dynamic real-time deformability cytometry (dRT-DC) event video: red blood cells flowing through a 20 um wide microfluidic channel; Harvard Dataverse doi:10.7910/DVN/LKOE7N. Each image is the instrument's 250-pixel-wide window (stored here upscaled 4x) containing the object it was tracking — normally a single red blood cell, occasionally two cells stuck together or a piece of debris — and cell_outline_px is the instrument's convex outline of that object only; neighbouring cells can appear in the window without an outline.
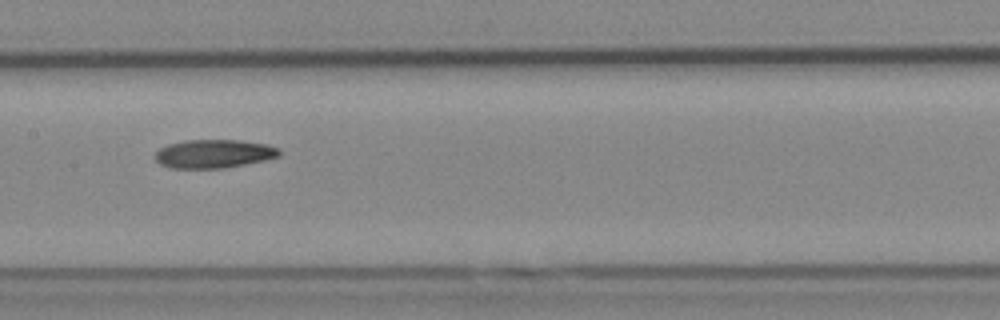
{"species": "Egyptian fruit bat (a non-hibernating species)", "species_latin": "Rousettus aegyptiacus", "temperature_condition": "cold", "stored_images_in_passage": 5, "camera_frame_rate_fps": 3000, "um_per_image_px": 0.085, "animal": {"sex": "female"}, "frame": {"image": 1, "passage_image": 4, "time_ms": 4.333, "image_size_px": [1000, 320], "cell_outline_px": [[280, 156], [264, 160], [224, 168], [172, 168], [160, 164], [156, 160], [156, 152], [160, 148], [168, 144], [184, 140], [240, 140], [268, 144], [280, 148]], "centroid_in_image_um": [18.2, 13.06], "position_along_channel_um": 189.2, "area_um2": 20.63}}